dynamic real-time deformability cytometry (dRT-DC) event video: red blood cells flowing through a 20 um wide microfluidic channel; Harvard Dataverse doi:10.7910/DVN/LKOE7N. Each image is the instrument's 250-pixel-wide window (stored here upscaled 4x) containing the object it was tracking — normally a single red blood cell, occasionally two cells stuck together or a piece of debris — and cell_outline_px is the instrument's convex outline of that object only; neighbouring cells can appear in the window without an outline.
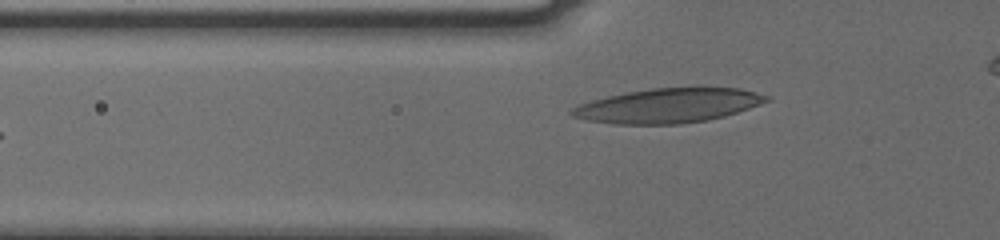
{"species": "human", "species_latin": "Homo sapiens", "temperature_condition": "cold", "stored_images_in_passage": 33, "camera_frame_rate_fps": 3000, "um_per_image_px": 0.085, "donor": {"sex": "male"}, "frame": {"image": 1, "passage_image": 2, "time_ms": 0.333, "image_size_px": [1000, 240], "cell_outline_px": [[772, 100], [724, 116], [708, 120], [680, 124], [612, 124], [588, 120], [572, 116], [568, 112], [572, 108], [580, 104], [592, 100], [608, 96], [628, 92], [652, 88], [740, 88], [772, 96]], "centroid_in_image_um": [56.81, 8.98], "position_along_channel_um": 69.0, "area_um2": 38.9}}
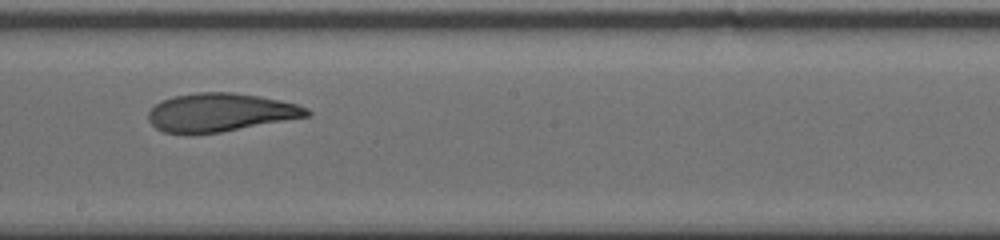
{"frame": {"image": 2, "passage_image": 15, "time_ms": 4.667, "image_size_px": [1000, 240], "cell_outline_px": [[312, 112], [308, 116], [220, 132], [164, 132], [156, 128], [148, 120], [148, 112], [160, 100], [172, 96], [196, 92], [232, 92], [280, 100], [296, 104], [308, 108]], "centroid_in_image_um": [18.71, 9.53], "position_along_channel_um": 229.5, "area_um2": 34.85}}
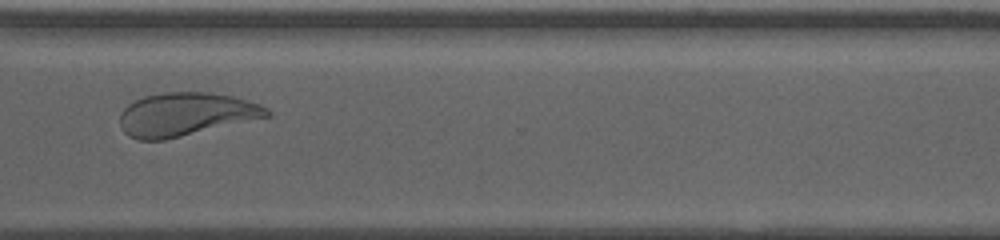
{"frame": {"image": 3, "passage_image": 25, "time_ms": 8.0, "image_size_px": [1000, 240], "cell_outline_px": [[272, 116], [164, 140], [140, 140], [128, 136], [124, 132], [120, 124], [120, 112], [128, 104], [144, 96], [164, 92], [208, 92], [232, 96], [260, 104], [268, 108], [272, 112]], "centroid_in_image_um": [15.8, 9.72], "position_along_channel_um": 354.8, "area_um2": 37.22}, "authors_computed_cell_mechanics": {"area_um2": 36.414, "velocity_mm_per_s": 3.7684, "shape_relaxation_time_tau1_ms": 9.6327, "shape_relaxation_time_tau2_ms": 2.049, "deformation_change_tau1": 0.25, "deformation_change_tau2": 0.0949}}